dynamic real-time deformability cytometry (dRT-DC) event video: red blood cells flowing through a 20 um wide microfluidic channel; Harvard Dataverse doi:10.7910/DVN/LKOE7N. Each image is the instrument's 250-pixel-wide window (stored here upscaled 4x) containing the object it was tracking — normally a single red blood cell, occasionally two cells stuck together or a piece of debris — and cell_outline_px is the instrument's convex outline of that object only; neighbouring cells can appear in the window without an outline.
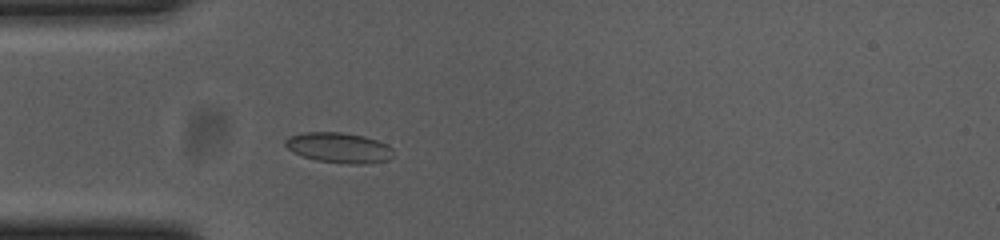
{"species": "common noctule bat (a hibernating species)", "species_latin": "Nyctalus noctula", "temperature_condition": "cold", "stored_images_in_passage": 49, "camera_frame_rate_fps": 3000, "um_per_image_px": 0.085, "animal": {"sex": "female", "body_mass_g": 23.0, "forearm_length_mm": 53.4}, "frame": {"image": 1, "passage_image": 10, "time_ms": 3.0, "image_size_px": [1000, 240], "cell_outline_px": [[392, 156], [388, 160], [364, 164], [348, 164], [316, 160], [292, 152], [284, 144], [284, 140], [288, 136], [304, 132], [340, 132], [364, 136], [388, 144], [392, 148]], "centroid_in_image_um": [28.8, 12.55], "position_along_channel_um": 56.2, "area_um2": 19.13}}
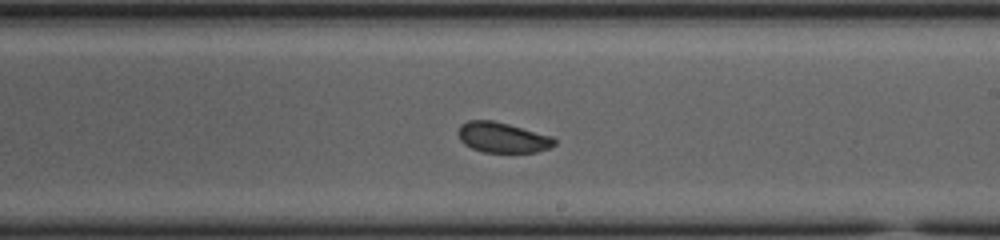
{"frame": {"image": 2, "passage_image": 26, "time_ms": 8.333, "image_size_px": [1000, 240], "cell_outline_px": [[556, 144], [548, 148], [536, 152], [484, 152], [472, 148], [464, 144], [460, 140], [456, 132], [460, 124], [468, 120], [492, 120], [508, 124], [552, 136], [556, 140]], "centroid_in_image_um": [42.67, 11.68], "position_along_channel_um": 246.3, "area_um2": 17.05}}
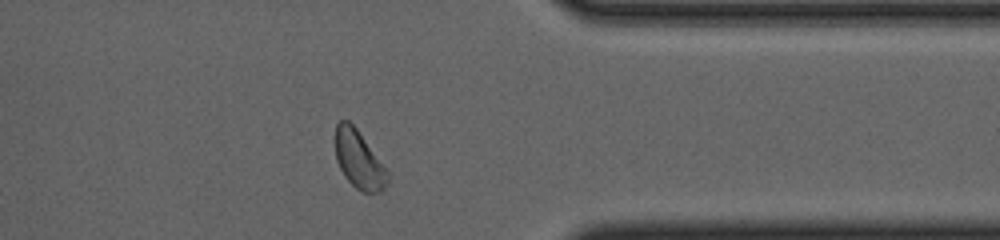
{"frame": {"image": 3, "passage_image": 38, "time_ms": 12.333, "image_size_px": [1000, 240], "cell_outline_px": [[388, 184], [380, 192], [364, 192], [356, 188], [344, 176], [336, 160], [336, 124], [340, 120], [348, 120], [356, 128], [388, 168]], "centroid_in_image_um": [30.54, 13.58], "position_along_channel_um": 380.9, "area_um2": 17.69}, "authors_computed_cell_mechanics": {"area_um2": 18.0914, "velocity_mm_per_s": 3.6446, "shape_relaxation_time_tau1_ms": 4.036, "shape_relaxation_time_tau2_ms": 2.2616, "deformation_change_tau1": 0.055, "deformation_change_tau2": 0.0462}}